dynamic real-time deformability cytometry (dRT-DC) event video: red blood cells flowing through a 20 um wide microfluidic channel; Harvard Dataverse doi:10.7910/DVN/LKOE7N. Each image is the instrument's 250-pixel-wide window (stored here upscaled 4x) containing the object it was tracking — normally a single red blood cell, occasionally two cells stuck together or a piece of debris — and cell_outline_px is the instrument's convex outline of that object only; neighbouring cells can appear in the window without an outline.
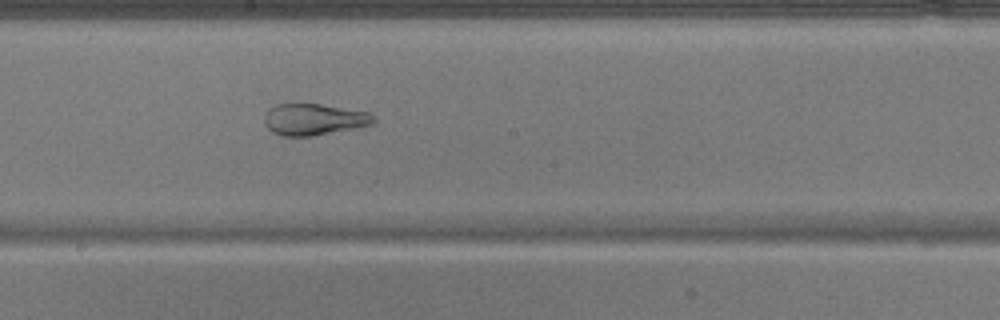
{"species": "common noctule bat (a hibernating species)", "species_latin": "Nyctalus noctula", "temperature_condition": "warm", "stored_images_in_passage": 40, "camera_frame_rate_fps": 3000, "um_per_image_px": 0.085, "animal": {"sex": "male", "body_mass_g": 17.9}, "frame": {"image": 1, "passage_image": 18, "time_ms": 5.667, "image_size_px": [1000, 320], "cell_outline_px": [[376, 120], [372, 124], [356, 128], [312, 136], [280, 136], [272, 132], [264, 124], [264, 116], [268, 108], [276, 104], [320, 104], [372, 112]], "centroid_in_image_um": [26.68, 10.15], "position_along_channel_um": 221.5, "area_um2": 20.29}}
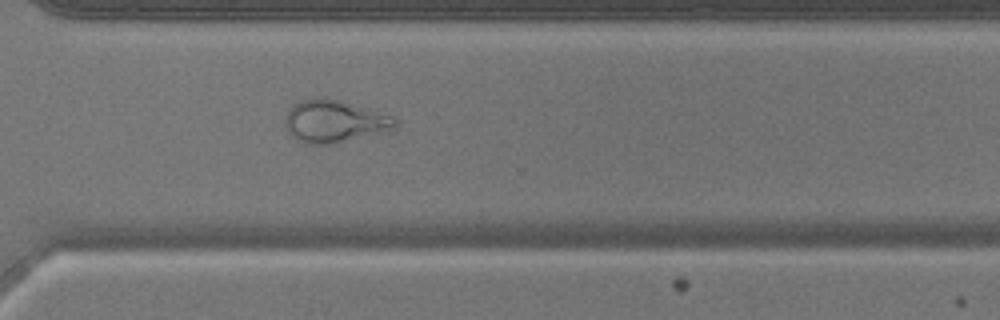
{"frame": {"image": 2, "passage_image": 27, "time_ms": 8.667, "image_size_px": [1000, 320], "cell_outline_px": [[400, 124], [396, 128], [332, 144], [312, 144], [300, 140], [292, 136], [288, 132], [284, 124], [284, 120], [288, 108], [292, 104], [300, 100], [316, 96], [320, 96], [340, 100], [376, 108], [392, 116]], "centroid_in_image_um": [28.43, 10.26], "position_along_channel_um": 342.2, "area_um2": 27.74}}
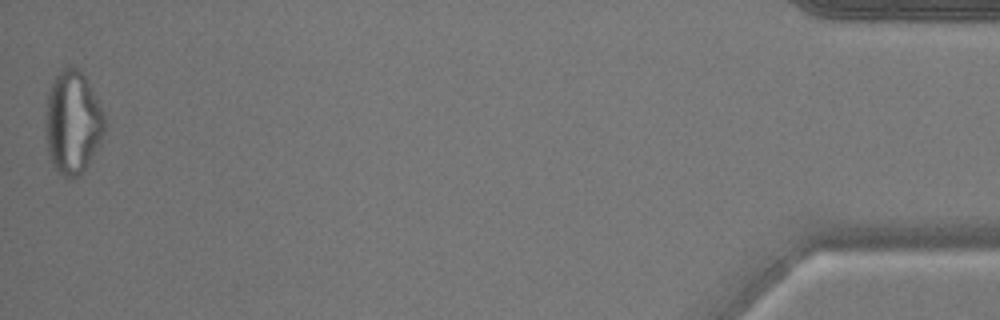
{"frame": {"image": 3, "passage_image": 40, "time_ms": 13.0, "image_size_px": [1000, 320], "cell_outline_px": [[108, 124], [100, 144], [80, 176], [64, 176], [52, 164], [48, 152], [48, 92], [52, 80], [68, 64], [72, 64], [80, 68], [104, 112]], "centroid_in_image_um": [6.25, 10.36], "position_along_channel_um": 429.0, "area_um2": 35.03}}